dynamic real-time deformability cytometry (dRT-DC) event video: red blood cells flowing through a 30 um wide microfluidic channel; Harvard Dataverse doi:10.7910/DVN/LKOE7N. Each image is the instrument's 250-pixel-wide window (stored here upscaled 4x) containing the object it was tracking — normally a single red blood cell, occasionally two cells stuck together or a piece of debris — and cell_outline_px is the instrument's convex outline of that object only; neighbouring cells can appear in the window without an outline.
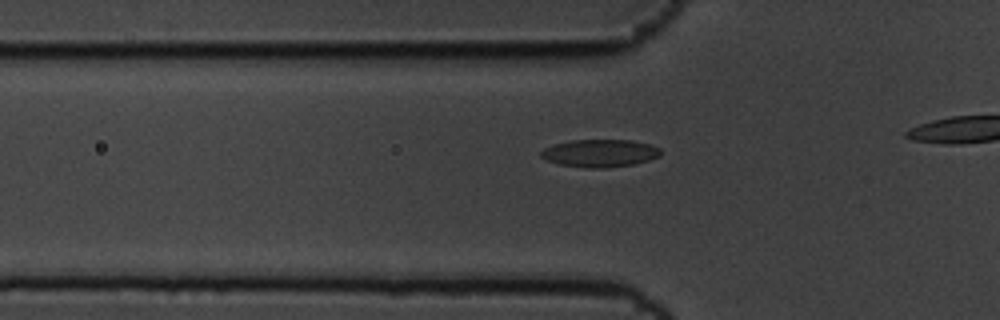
{"species": "common noctule bat (a hibernating species)", "species_latin": "Nyctalus noctula", "temperature_condition": "cold", "stored_images_in_passage": 25, "camera_frame_rate_fps": 3000, "um_per_image_px": 0.085, "animal": {"sex": "male", "body_mass_g": 19.5, "forearm_length_mm": 54.6}, "frame": {"image": 1, "passage_image": 15, "time_ms": 4.667, "image_size_px": [1000, 320], "cell_outline_px": [[660, 156], [648, 160], [632, 164], [604, 168], [588, 168], [560, 164], [548, 160], [540, 156], [540, 152], [544, 148], [556, 144], [572, 140], [632, 140], [648, 144], [660, 148]], "centroid_in_image_um": [50.99, 13.02], "position_along_channel_um": 74.8, "area_um2": 19.02}}
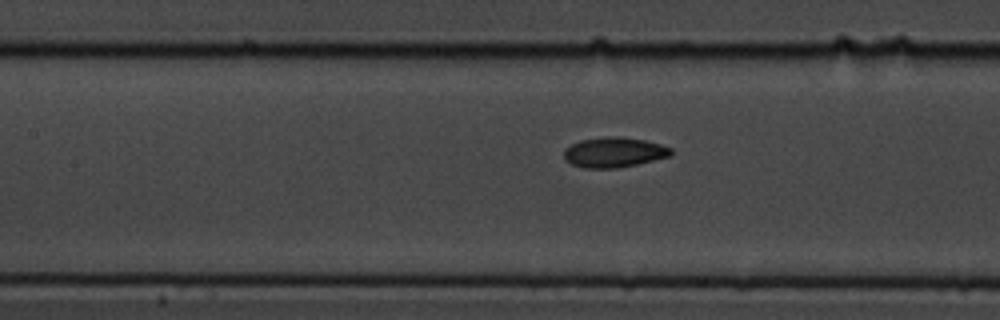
{"frame": {"image": 2, "passage_image": 22, "time_ms": 7.0, "image_size_px": [1000, 320], "cell_outline_px": [[672, 156], [636, 164], [616, 168], [584, 168], [572, 164], [564, 160], [564, 148], [580, 140], [608, 136], [620, 136], [644, 140], [660, 144], [672, 148]], "centroid_in_image_um": [52.18, 12.94], "position_along_channel_um": 155.2, "area_um2": 18.84}}